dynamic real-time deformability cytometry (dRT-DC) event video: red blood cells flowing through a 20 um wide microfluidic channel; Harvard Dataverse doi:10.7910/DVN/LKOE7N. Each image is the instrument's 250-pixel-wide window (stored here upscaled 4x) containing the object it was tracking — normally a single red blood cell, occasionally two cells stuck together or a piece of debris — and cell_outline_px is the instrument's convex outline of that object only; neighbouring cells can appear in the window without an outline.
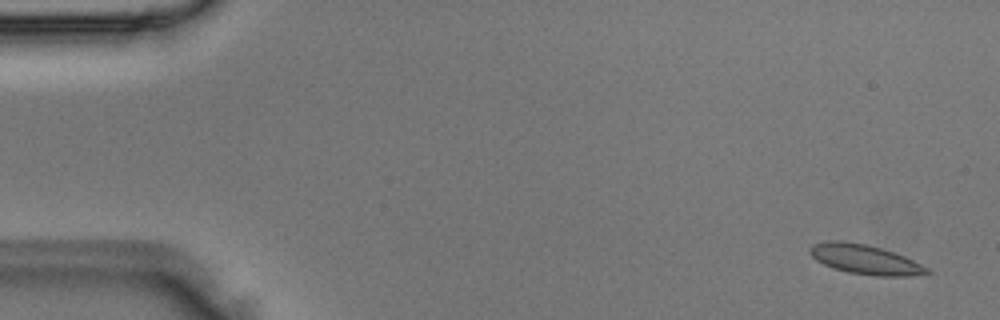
{"species": "Egyptian fruit bat (a non-hibernating species)", "species_latin": "Rousettus aegyptiacus", "temperature_condition": "room temperature", "stored_images_in_passage": 6, "camera_frame_rate_fps": 3000, "um_per_image_px": 0.085, "animal": {"sex": "male"}, "frame": {"image": 1, "passage_image": 1, "time_ms": 0.0, "image_size_px": [1000, 320], "cell_outline_px": [[932, 272], [908, 276], [876, 276], [848, 272], [832, 268], [816, 260], [808, 252], [808, 248], [812, 244], [824, 240], [840, 240], [864, 244], [880, 248], [904, 256], [928, 268]], "centroid_in_image_um": [73.45, 22.04], "position_along_channel_um": 11.5, "area_um2": 20.11}}
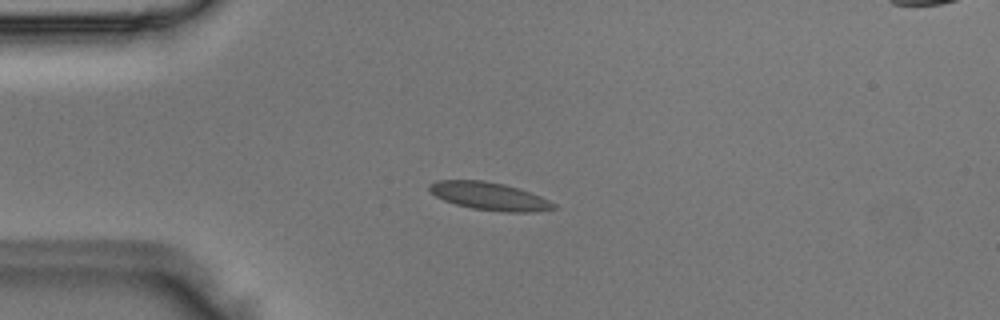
{"frame": {"image": 2, "passage_image": 4, "time_ms": 1.0, "image_size_px": [1000, 320], "cell_outline_px": [[556, 208], [536, 212], [504, 212], [472, 208], [456, 204], [444, 200], [436, 196], [428, 188], [428, 184], [436, 180], [484, 180], [504, 184], [520, 188], [540, 196], [556, 204]], "centroid_in_image_um": [41.61, 16.67], "position_along_channel_um": 43.4, "area_um2": 20.17}}
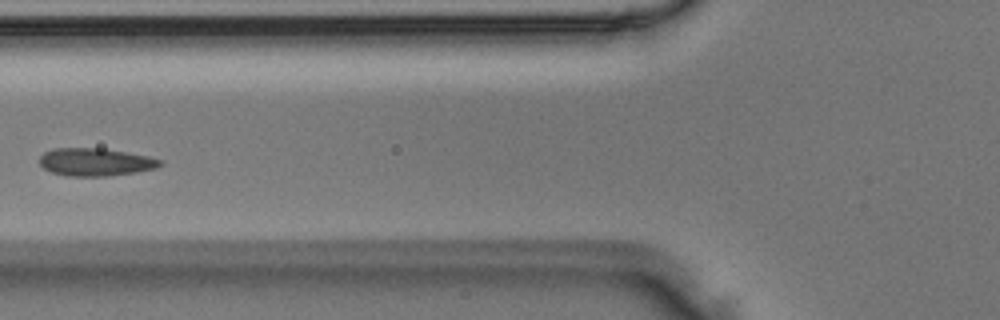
{"frame": {"image": 3, "passage_image": 6, "time_ms": 1.667, "image_size_px": [1000, 320], "cell_outline_px": [[164, 164], [156, 168], [136, 172], [108, 176], [68, 176], [52, 172], [44, 168], [40, 164], [40, 156], [44, 152], [52, 148], [104, 148], [128, 152], [148, 156], [164, 160]], "centroid_in_image_um": [8.15, 13.76], "position_along_channel_um": 117.7, "area_um2": 19.71}}